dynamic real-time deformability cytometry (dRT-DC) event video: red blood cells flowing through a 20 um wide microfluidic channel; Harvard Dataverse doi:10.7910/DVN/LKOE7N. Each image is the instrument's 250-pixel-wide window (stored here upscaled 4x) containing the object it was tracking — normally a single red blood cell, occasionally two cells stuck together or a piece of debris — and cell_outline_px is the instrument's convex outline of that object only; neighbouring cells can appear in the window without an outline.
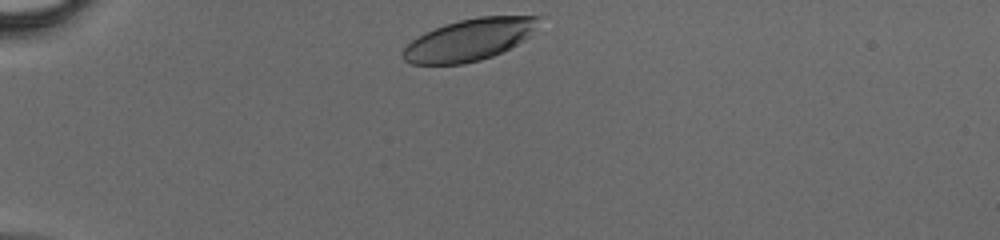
{"species": "human", "species_latin": "Homo sapiens", "temperature_condition": "cold", "stored_images_in_passage": 30, "camera_frame_rate_fps": 3000, "um_per_image_px": 0.085, "donor": {"sex": "male"}, "frame": {"image": 1, "passage_image": 1, "time_ms": 0.0, "image_size_px": [1000, 240], "cell_outline_px": [[544, 16], [528, 36], [524, 40], [492, 56], [480, 60], [464, 64], [412, 64], [404, 60], [404, 48], [412, 40], [424, 32], [444, 24], [460, 20], [480, 16]], "centroid_in_image_um": [39.89, 3.37], "position_along_channel_um": 45.1, "area_um2": 32.77}}
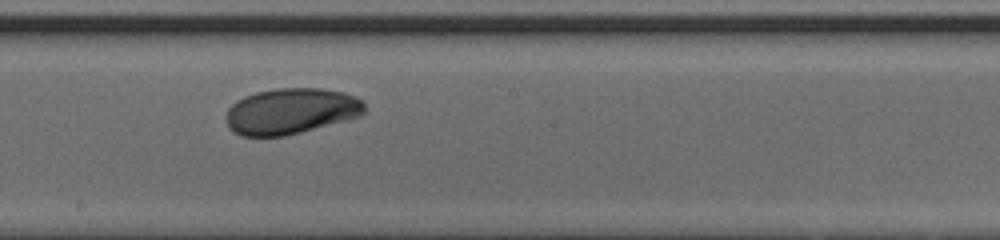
{"frame": {"image": 2, "passage_image": 16, "time_ms": 5.0, "image_size_px": [1000, 240], "cell_outline_px": [[364, 112], [360, 116], [300, 132], [284, 136], [240, 136], [232, 132], [228, 128], [224, 116], [228, 108], [236, 100], [244, 96], [256, 92], [280, 88], [320, 88], [344, 92], [364, 100]], "centroid_in_image_um": [24.68, 9.45], "position_along_channel_um": 223.5, "area_um2": 37.22}}
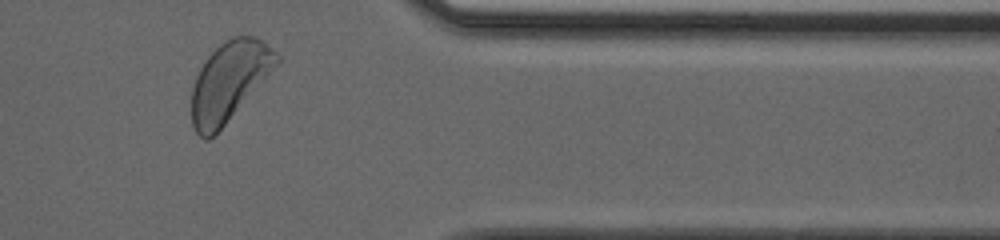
{"frame": {"image": 3, "passage_image": 28, "time_ms": 9.0, "image_size_px": [1000, 240], "cell_outline_px": [[280, 60], [224, 124], [208, 140], [204, 140], [196, 132], [192, 124], [192, 88], [196, 76], [200, 68], [208, 56], [220, 44], [232, 36], [256, 36], [272, 48], [280, 56]], "centroid_in_image_um": [19.45, 6.88], "position_along_channel_um": 392.0, "area_um2": 38.15}}